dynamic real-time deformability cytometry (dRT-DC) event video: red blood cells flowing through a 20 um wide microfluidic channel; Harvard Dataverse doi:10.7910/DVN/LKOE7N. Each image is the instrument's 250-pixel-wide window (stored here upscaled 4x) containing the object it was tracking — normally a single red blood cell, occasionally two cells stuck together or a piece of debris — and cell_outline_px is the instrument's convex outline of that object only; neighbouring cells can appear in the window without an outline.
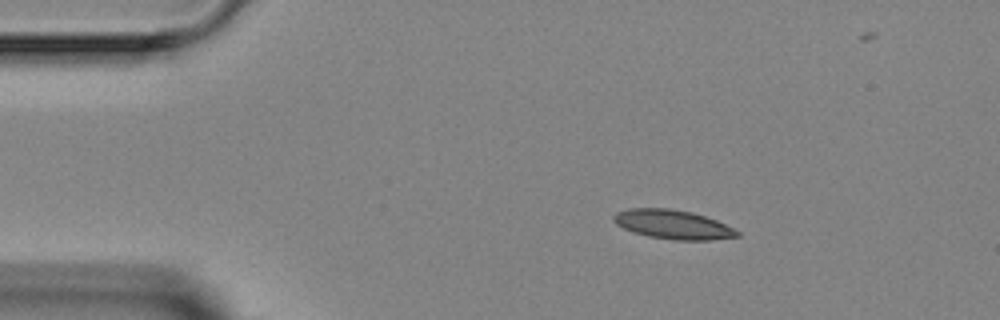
{"species": "Egyptian fruit bat (a non-hibernating species)", "species_latin": "Rousettus aegyptiacus", "temperature_condition": "room temperature", "stored_images_in_passage": 3, "camera_frame_rate_fps": 3000, "um_per_image_px": 0.085, "animal": {"sex": "female"}, "frame": {"image": 1, "passage_image": 1, "time_ms": 0.0, "image_size_px": [1000, 320], "cell_outline_px": [[740, 236], [712, 240], [676, 240], [648, 236], [632, 232], [616, 224], [612, 220], [612, 216], [616, 212], [628, 208], [668, 208], [692, 212], [716, 220], [740, 232]], "centroid_in_image_um": [57.16, 19.08], "position_along_channel_um": 27.8, "area_um2": 20.98}}
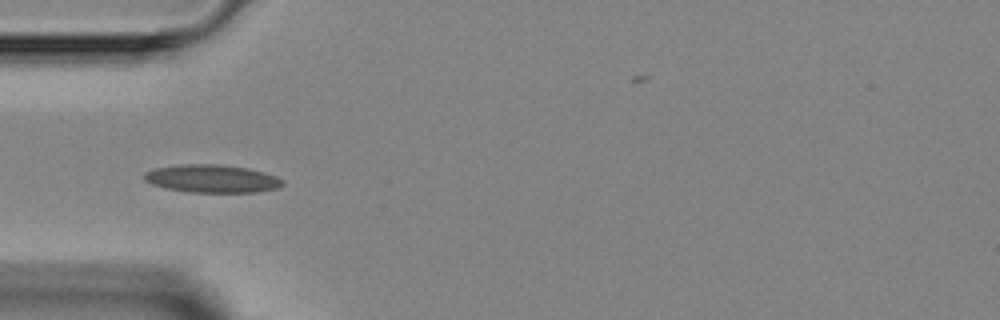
{"frame": {"image": 2, "passage_image": 2, "time_ms": 2.333, "image_size_px": [1000, 320], "cell_outline_px": [[284, 184], [280, 188], [256, 192], [188, 192], [164, 188], [152, 184], [144, 180], [144, 172], [156, 168], [180, 164], [220, 164], [248, 168], [264, 172], [276, 176], [284, 180]], "centroid_in_image_um": [18.04, 15.18], "position_along_channel_um": 67.0, "area_um2": 22.72}}
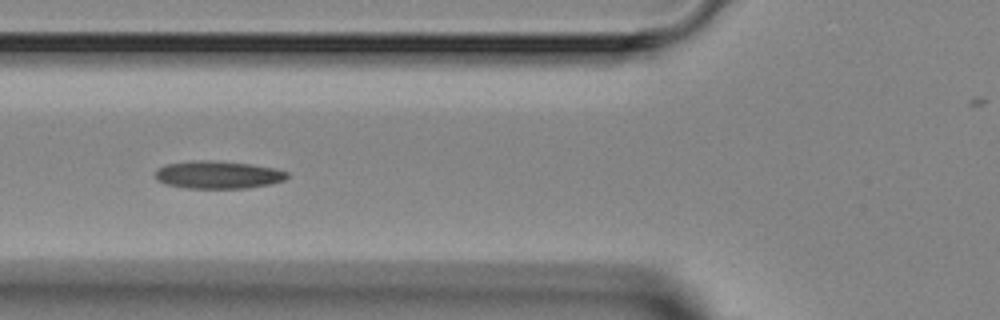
{"frame": {"image": 3, "passage_image": 3, "time_ms": 3.333, "image_size_px": [1000, 320], "cell_outline_px": [[288, 176], [284, 180], [272, 184], [248, 188], [188, 188], [164, 184], [156, 180], [156, 168], [164, 164], [192, 160], [212, 160], [248, 164], [272, 168], [288, 172]], "centroid_in_image_um": [18.48, 14.85], "position_along_channel_um": 107.3, "area_um2": 21.39}}